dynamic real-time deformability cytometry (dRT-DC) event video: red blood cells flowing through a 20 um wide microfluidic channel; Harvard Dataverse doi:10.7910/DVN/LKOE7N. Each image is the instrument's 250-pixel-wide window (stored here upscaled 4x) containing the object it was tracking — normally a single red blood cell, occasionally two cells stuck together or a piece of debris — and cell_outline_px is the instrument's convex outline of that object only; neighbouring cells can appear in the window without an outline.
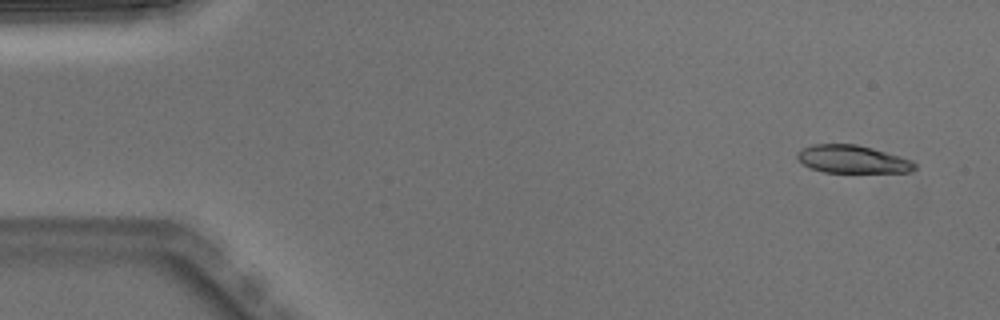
{"species": "Egyptian fruit bat (a non-hibernating species)", "species_latin": "Rousettus aegyptiacus", "temperature_condition": "warm", "stored_images_in_passage": 4, "camera_frame_rate_fps": 3000, "um_per_image_px": 0.085, "animal": {"sex": "male"}, "frame": {"image": 1, "passage_image": 1, "time_ms": 0.0, "image_size_px": [1000, 320], "cell_outline_px": [[916, 168], [912, 172], [824, 172], [812, 168], [804, 164], [796, 156], [804, 148], [812, 144], [856, 144], [872, 148], [900, 156], [912, 160], [916, 164]], "centroid_in_image_um": [72.51, 13.54], "position_along_channel_um": 12.5, "area_um2": 18.84}}
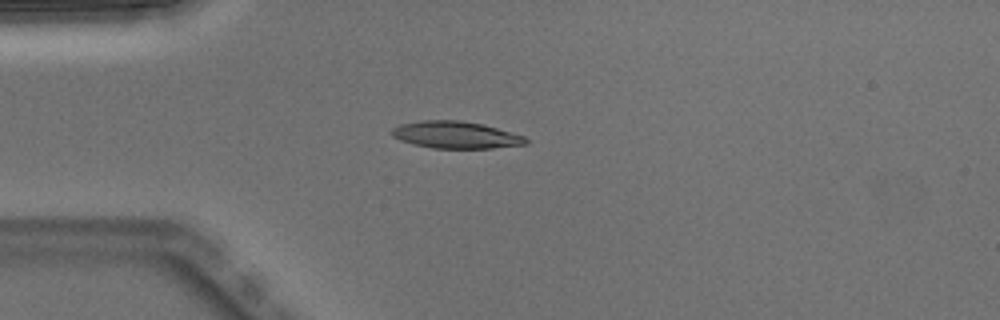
{"frame": {"image": 2, "passage_image": 4, "time_ms": 1.0, "image_size_px": [1000, 320], "cell_outline_px": [[528, 144], [492, 148], [432, 148], [400, 140], [392, 136], [392, 128], [400, 124], [420, 120], [460, 120], [484, 124], [524, 136], [528, 140]], "centroid_in_image_um": [38.75, 11.46], "position_along_channel_um": 46.3, "area_um2": 21.1}}